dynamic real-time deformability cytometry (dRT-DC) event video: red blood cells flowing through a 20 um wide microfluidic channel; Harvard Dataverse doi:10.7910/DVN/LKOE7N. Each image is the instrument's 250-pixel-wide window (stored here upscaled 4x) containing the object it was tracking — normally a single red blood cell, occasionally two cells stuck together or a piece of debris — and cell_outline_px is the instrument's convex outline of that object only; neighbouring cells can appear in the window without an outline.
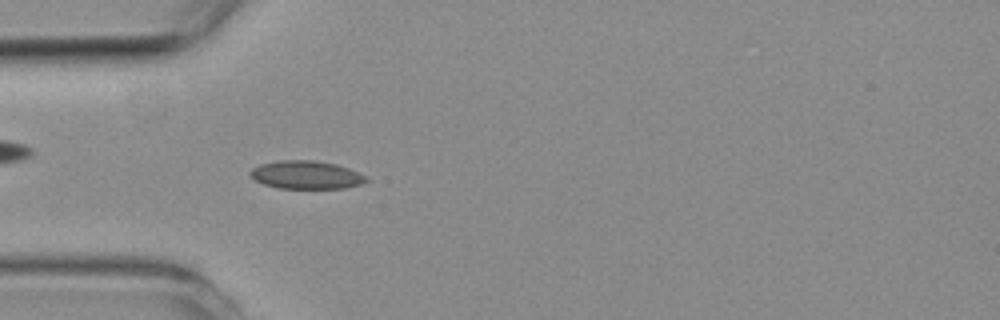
{"species": "common noctule bat (a hibernating species)", "species_latin": "Nyctalus noctula", "temperature_condition": "room temperature", "stored_images_in_passage": 4, "camera_frame_rate_fps": 3000, "um_per_image_px": 0.085, "animal": {"sex": "female", "body_mass_g": 19.3, "forearm_length_mm": 54.1}, "frame": {"image": 1, "passage_image": 4, "time_ms": 3.333, "image_size_px": [1000, 320], "cell_outline_px": [[368, 180], [360, 184], [344, 188], [280, 188], [264, 184], [248, 176], [248, 172], [252, 168], [260, 164], [280, 160], [316, 160], [336, 164], [348, 168], [364, 176]], "centroid_in_image_um": [25.97, 14.85], "position_along_channel_um": 59.0, "area_um2": 18.9}}